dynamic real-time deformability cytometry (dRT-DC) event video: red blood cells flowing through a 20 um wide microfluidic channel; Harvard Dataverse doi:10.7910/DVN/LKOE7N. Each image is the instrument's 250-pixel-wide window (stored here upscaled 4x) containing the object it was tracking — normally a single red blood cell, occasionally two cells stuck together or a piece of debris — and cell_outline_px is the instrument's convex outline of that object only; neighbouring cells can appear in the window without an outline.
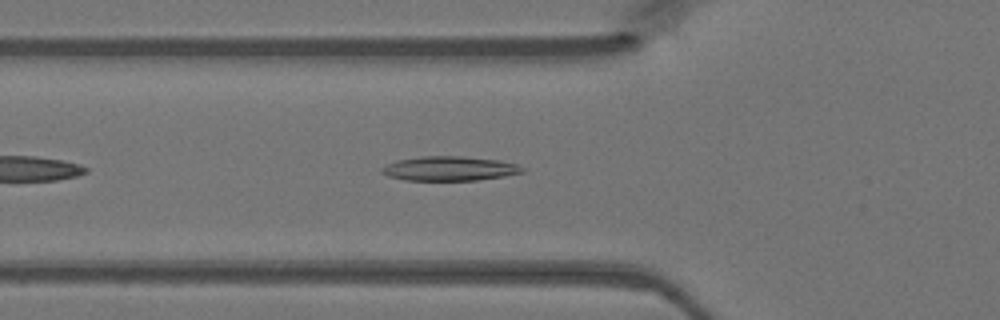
{"species": "Egyptian fruit bat (a non-hibernating species)", "species_latin": "Rousettus aegyptiacus", "temperature_condition": "warm", "stored_images_in_passage": 38, "camera_frame_rate_fps": 3000, "um_per_image_px": 0.085, "animal": {"sex": "female"}, "frame": {"image": 1, "passage_image": 6, "time_ms": 1.667, "image_size_px": [1000, 320], "cell_outline_px": [[524, 172], [504, 176], [476, 180], [404, 180], [388, 176], [380, 172], [380, 168], [388, 164], [400, 160], [420, 156], [464, 156], [500, 160], [516, 164], [524, 168]], "centroid_in_image_um": [38.21, 14.32], "position_along_channel_um": 87.6, "area_um2": 19.94}}
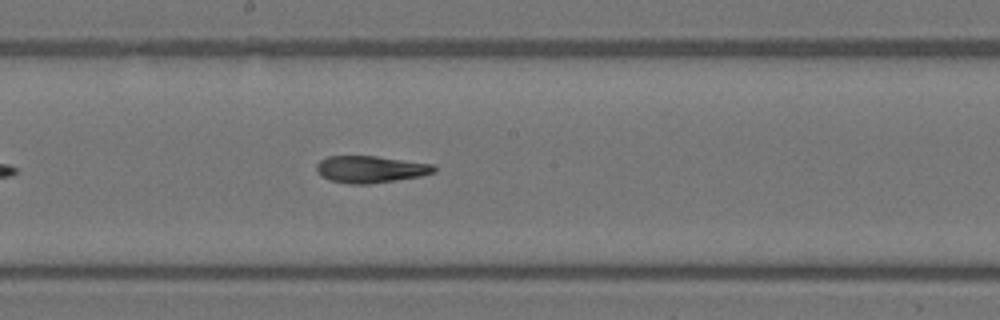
{"frame": {"image": 2, "passage_image": 15, "time_ms": 4.667, "image_size_px": [1000, 320], "cell_outline_px": [[436, 172], [420, 176], [396, 180], [368, 184], [348, 184], [332, 180], [320, 176], [316, 172], [316, 164], [320, 160], [328, 156], [376, 156], [436, 164]], "centroid_in_image_um": [31.5, 14.38], "position_along_channel_um": 216.7, "area_um2": 18.61}}
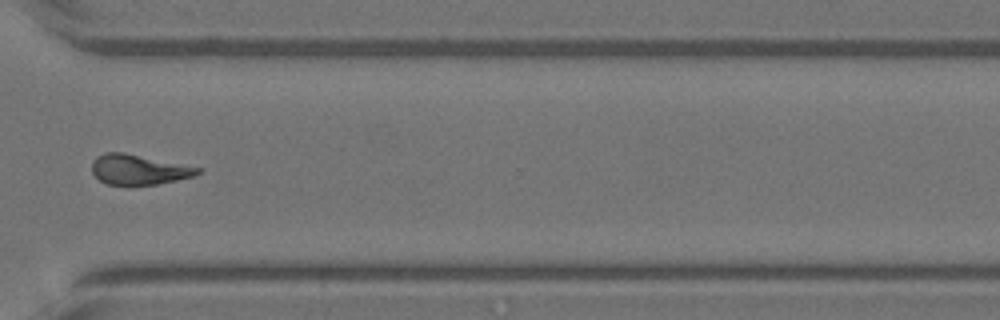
{"frame": {"image": 3, "passage_image": 25, "time_ms": 8.0, "image_size_px": [1000, 320], "cell_outline_px": [[204, 168], [200, 172], [192, 176], [176, 180], [156, 184], [108, 184], [100, 180], [92, 172], [92, 160], [96, 156], [104, 152], [124, 152]], "centroid_in_image_um": [11.78, 14.39], "position_along_channel_um": 358.8, "area_um2": 18.44}}